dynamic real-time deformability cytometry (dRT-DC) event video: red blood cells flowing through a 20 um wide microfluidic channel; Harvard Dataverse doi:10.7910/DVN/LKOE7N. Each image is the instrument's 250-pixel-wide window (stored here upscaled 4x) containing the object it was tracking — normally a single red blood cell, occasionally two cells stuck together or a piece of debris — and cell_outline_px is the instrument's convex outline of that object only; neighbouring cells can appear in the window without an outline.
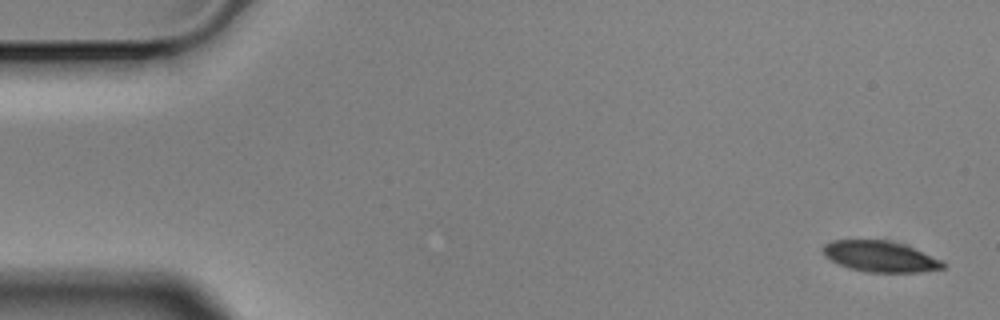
{"species": "Egyptian fruit bat (a non-hibernating species)", "species_latin": "Rousettus aegyptiacus", "temperature_condition": "cold", "stored_images_in_passage": 6, "camera_frame_rate_fps": 3000, "um_per_image_px": 0.085, "animal": {"sex": "male"}, "frame": {"image": 1, "passage_image": 1, "time_ms": 0.0, "image_size_px": [1000, 320], "cell_outline_px": [[944, 268], [920, 272], [868, 272], [852, 268], [840, 264], [824, 256], [820, 248], [824, 244], [832, 240], [888, 240], [904, 244], [940, 260], [944, 264]], "centroid_in_image_um": [74.77, 21.79], "position_along_channel_um": 10.2, "area_um2": 21.33}}
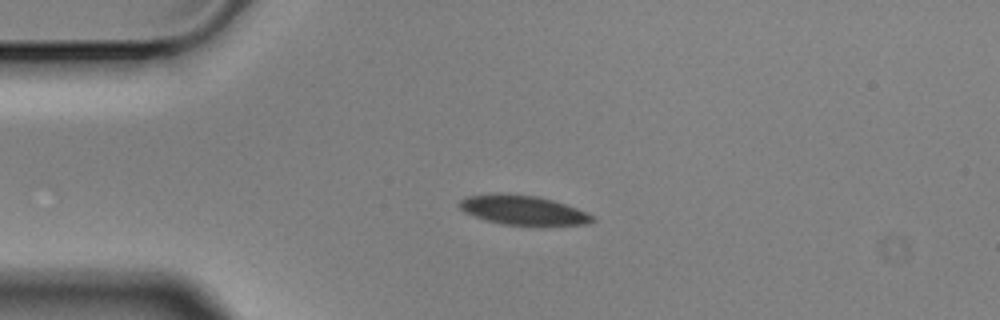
{"frame": {"image": 2, "passage_image": 4, "time_ms": 1.0, "image_size_px": [1000, 320], "cell_outline_px": [[596, 220], [584, 224], [504, 224], [488, 220], [464, 212], [456, 204], [460, 200], [468, 196], [496, 192], [504, 192], [536, 196], [552, 200], [576, 208], [592, 216]], "centroid_in_image_um": [44.37, 17.82], "position_along_channel_um": 40.6, "area_um2": 22.31}}
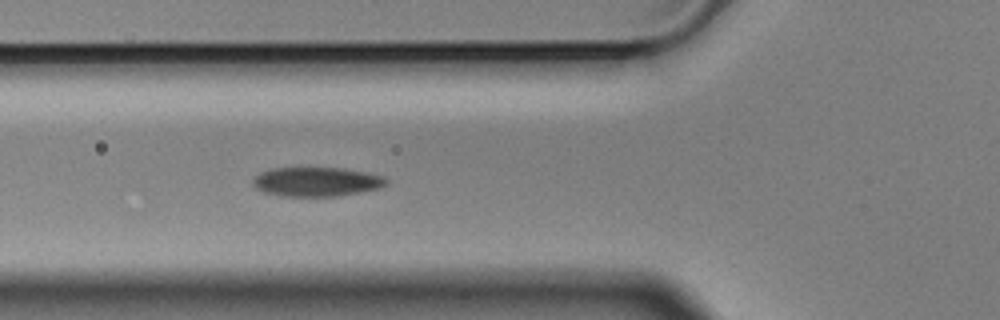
{"frame": {"image": 3, "passage_image": 6, "time_ms": 1.667, "image_size_px": [1000, 320], "cell_outline_px": [[388, 184], [380, 188], [360, 192], [336, 196], [284, 196], [264, 192], [256, 188], [252, 184], [252, 180], [260, 172], [272, 168], [344, 168], [384, 176], [388, 180]], "centroid_in_image_um": [26.91, 15.45], "position_along_channel_um": 98.9, "area_um2": 22.72}}